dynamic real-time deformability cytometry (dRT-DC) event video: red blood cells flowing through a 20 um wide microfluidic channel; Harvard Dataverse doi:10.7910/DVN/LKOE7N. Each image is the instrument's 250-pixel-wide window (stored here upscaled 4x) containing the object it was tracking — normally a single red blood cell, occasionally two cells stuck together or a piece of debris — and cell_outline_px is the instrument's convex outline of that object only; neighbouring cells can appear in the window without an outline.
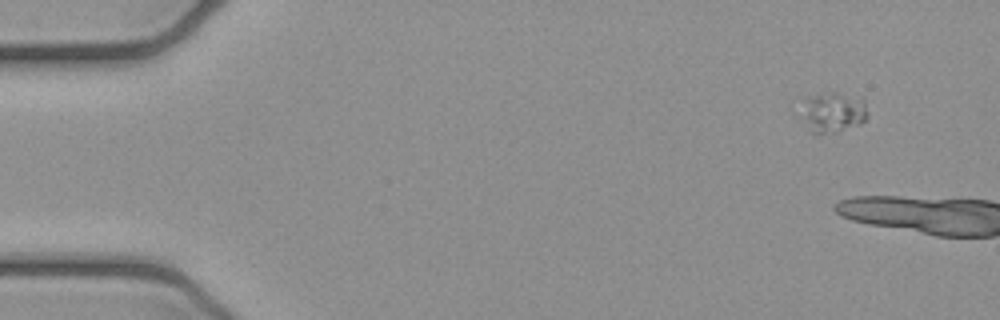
{"species": "common noctule bat (a hibernating species)", "species_latin": "Nyctalus noctula", "temperature_condition": "cold", "stored_images_in_passage": 2, "camera_frame_rate_fps": 3000, "um_per_image_px": 0.085, "animal": {"sex": "female", "body_mass_g": 21.9}, "frame": {"image": 1, "passage_image": 1, "time_ms": 0.0, "image_size_px": [1000, 320], "cell_outline_px": [[864, 120], [860, 124], [836, 132], [812, 132], [792, 112], [804, 100], [828, 92], [836, 92], [864, 100]], "centroid_in_image_um": [70.61, 9.55], "position_along_channel_um": 14.4, "area_um2": 15.66}}